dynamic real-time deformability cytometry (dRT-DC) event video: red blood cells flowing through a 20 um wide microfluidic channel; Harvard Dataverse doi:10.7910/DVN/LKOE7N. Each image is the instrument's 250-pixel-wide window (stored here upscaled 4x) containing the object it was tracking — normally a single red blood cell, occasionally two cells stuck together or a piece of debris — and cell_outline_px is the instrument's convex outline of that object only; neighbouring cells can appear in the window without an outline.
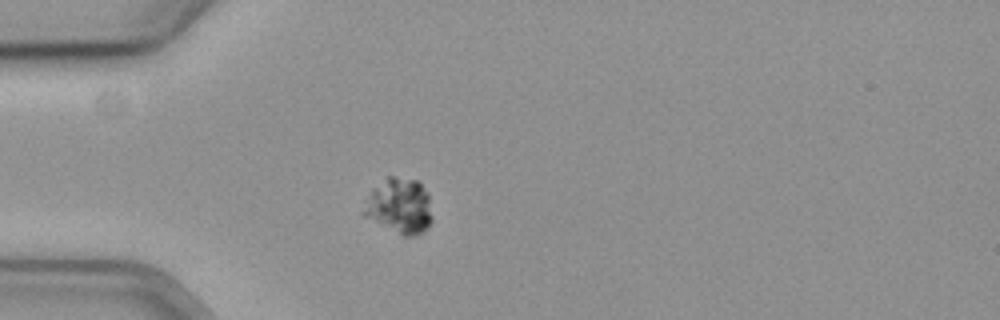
{"species": "common noctule bat (a hibernating species)", "species_latin": "Nyctalus noctula", "temperature_condition": "cold", "stored_images_in_passage": 32, "camera_frame_rate_fps": 3000, "um_per_image_px": 0.085, "animal": {"sex": "female", "body_mass_g": 19.3, "forearm_length_mm": 54.1}, "frame": {"image": 1, "passage_image": 1, "time_ms": 0.0, "image_size_px": [1000, 320], "cell_outline_px": [[432, 220], [416, 236], [404, 236], [360, 216], [360, 212], [372, 188], [388, 176], [392, 176], [416, 180], [428, 192], [432, 216]], "centroid_in_image_um": [33.89, 17.51], "position_along_channel_um": 51.1, "area_um2": 22.31}}
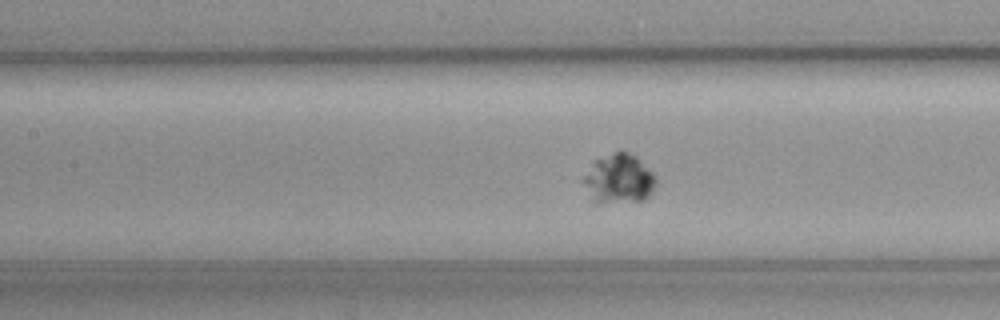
{"frame": {"image": 2, "passage_image": 11, "time_ms": 3.333, "image_size_px": [1000, 320], "cell_outline_px": [[656, 188], [644, 200], [592, 204], [580, 180], [592, 160], [616, 152], [628, 152], [636, 156], [656, 176]], "centroid_in_image_um": [52.53, 15.23], "position_along_channel_um": 154.9, "area_um2": 21.5}}
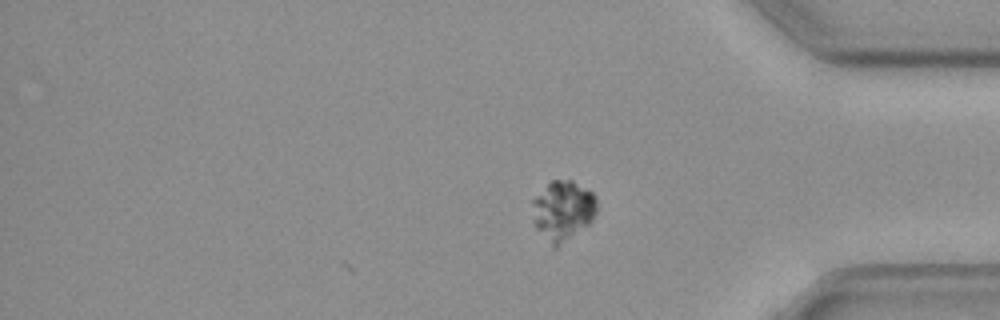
{"frame": {"image": 3, "passage_image": 32, "time_ms": 10.333, "image_size_px": [1000, 320], "cell_outline_px": [[596, 212], [592, 220], [588, 224], [556, 248], [552, 248], [532, 224], [532, 200], [552, 180], [572, 180], [592, 192], [596, 200]], "centroid_in_image_um": [47.8, 17.92], "position_along_channel_um": 387.4, "area_um2": 22.48}}